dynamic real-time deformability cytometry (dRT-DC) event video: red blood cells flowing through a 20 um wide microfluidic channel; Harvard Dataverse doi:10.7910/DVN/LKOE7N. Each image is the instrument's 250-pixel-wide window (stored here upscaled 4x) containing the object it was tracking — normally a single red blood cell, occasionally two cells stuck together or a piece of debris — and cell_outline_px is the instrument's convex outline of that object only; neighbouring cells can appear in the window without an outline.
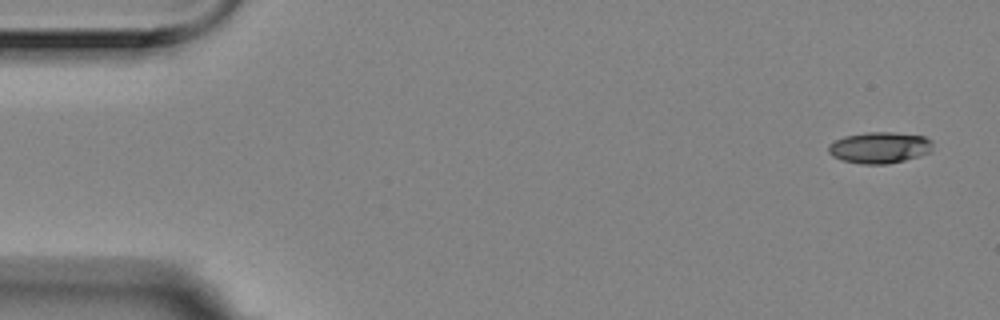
{"species": "Egyptian fruit bat (a non-hibernating species)", "species_latin": "Rousettus aegyptiacus", "temperature_condition": "room temperature", "stored_images_in_passage": 5, "camera_frame_rate_fps": 3000, "um_per_image_px": 0.085, "animal": {"sex": "female"}, "frame": {"image": 1, "passage_image": 1, "time_ms": 0.0, "image_size_px": [1000, 320], "cell_outline_px": [[932, 148], [928, 152], [904, 160], [888, 164], [860, 164], [840, 160], [832, 156], [828, 152], [828, 144], [844, 136], [868, 132], [892, 132], [924, 136], [932, 140]], "centroid_in_image_um": [74.72, 12.54], "position_along_channel_um": 10.3, "area_um2": 19.02}}
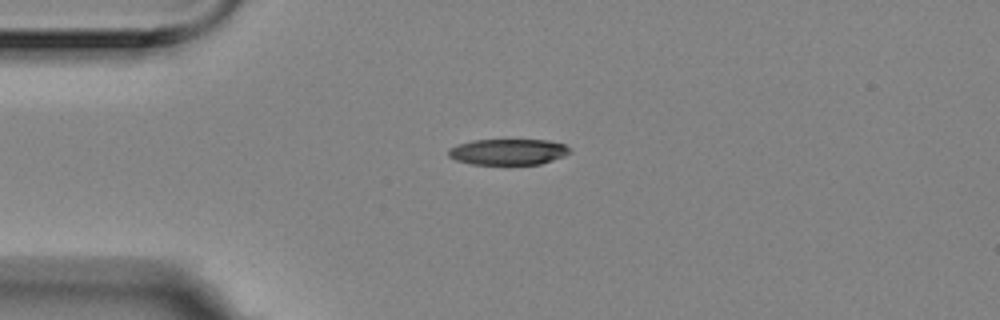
{"frame": {"image": 2, "passage_image": 4, "time_ms": 1.0, "image_size_px": [1000, 320], "cell_outline_px": [[572, 152], [564, 156], [540, 164], [472, 164], [456, 160], [448, 156], [448, 148], [472, 140], [548, 140], [564, 144]], "centroid_in_image_um": [43.19, 12.9], "position_along_channel_um": 41.8, "area_um2": 18.26}}